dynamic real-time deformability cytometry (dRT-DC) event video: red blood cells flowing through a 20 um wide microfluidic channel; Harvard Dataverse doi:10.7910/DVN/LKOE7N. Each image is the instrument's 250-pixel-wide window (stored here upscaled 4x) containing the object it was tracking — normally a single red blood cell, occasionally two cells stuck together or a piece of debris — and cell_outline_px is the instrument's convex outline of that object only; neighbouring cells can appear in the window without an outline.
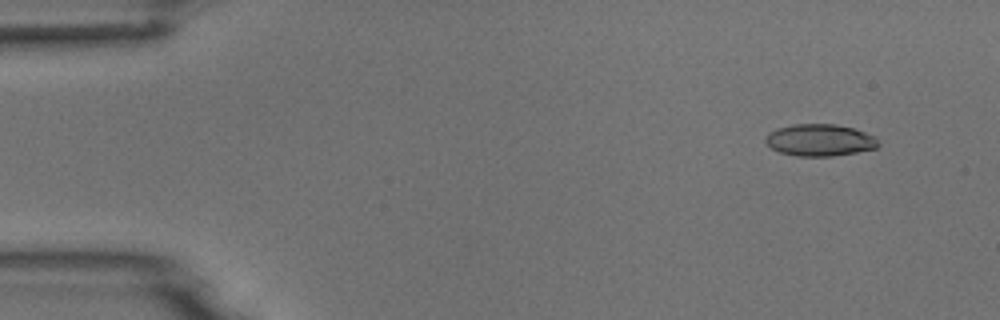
{"species": "common noctule bat (a hibernating species)", "species_latin": "Nyctalus noctula", "temperature_condition": "room temperature", "stored_images_in_passage": 5, "camera_frame_rate_fps": 3000, "um_per_image_px": 0.085, "animal": {"sex": "male", "body_mass_g": 18.8}, "frame": {"image": 1, "passage_image": 2, "time_ms": 0.333, "image_size_px": [1000, 320], "cell_outline_px": [[880, 144], [876, 148], [856, 152], [832, 156], [796, 156], [780, 152], [772, 148], [764, 140], [768, 132], [776, 128], [792, 124], [836, 124], [852, 128], [876, 136]], "centroid_in_image_um": [69.67, 11.9], "position_along_channel_um": 15.3, "area_um2": 21.04}}
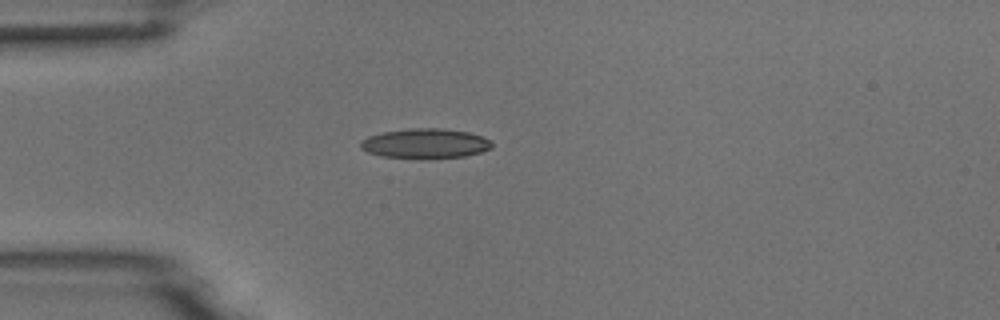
{"frame": {"image": 2, "passage_image": 5, "time_ms": 1.333, "image_size_px": [1000, 320], "cell_outline_px": [[492, 148], [480, 152], [464, 156], [428, 160], [420, 160], [380, 156], [368, 152], [360, 148], [360, 140], [368, 136], [384, 132], [412, 128], [440, 128], [468, 132], [480, 136], [488, 140], [492, 144]], "centroid_in_image_um": [36.1, 12.23], "position_along_channel_um": 48.9, "area_um2": 23.18}}